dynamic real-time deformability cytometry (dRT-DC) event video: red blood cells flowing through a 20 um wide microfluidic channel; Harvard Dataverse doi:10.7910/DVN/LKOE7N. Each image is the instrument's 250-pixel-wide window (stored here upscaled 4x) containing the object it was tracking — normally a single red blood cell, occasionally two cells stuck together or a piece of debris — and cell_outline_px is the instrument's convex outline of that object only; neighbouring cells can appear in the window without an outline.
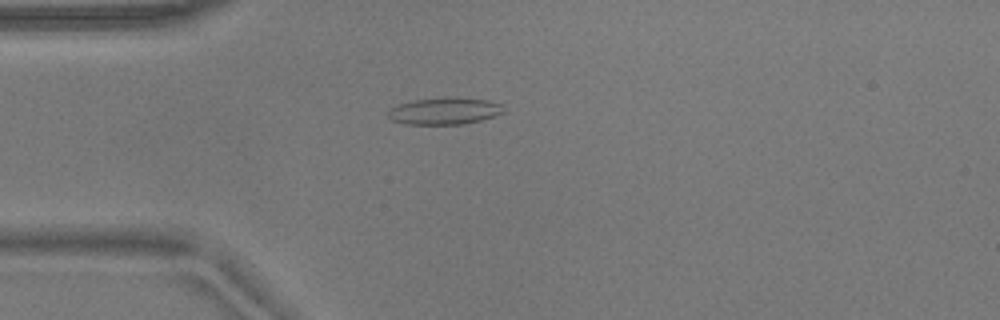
{"species": "common noctule bat (a hibernating species)", "species_latin": "Nyctalus noctula", "temperature_condition": "warm", "stored_images_in_passage": 43, "camera_frame_rate_fps": 3000, "um_per_image_px": 0.085, "animal": {"sex": "male", "body_mass_g": 17.9}, "frame": {"image": 1, "passage_image": 3, "time_ms": 0.667, "image_size_px": [1000, 320], "cell_outline_px": [[504, 112], [496, 116], [464, 124], [404, 124], [392, 120], [388, 116], [388, 112], [392, 108], [400, 104], [416, 100], [488, 100], [500, 104]], "centroid_in_image_um": [37.77, 9.5], "position_along_channel_um": 47.2, "area_um2": 16.99}}
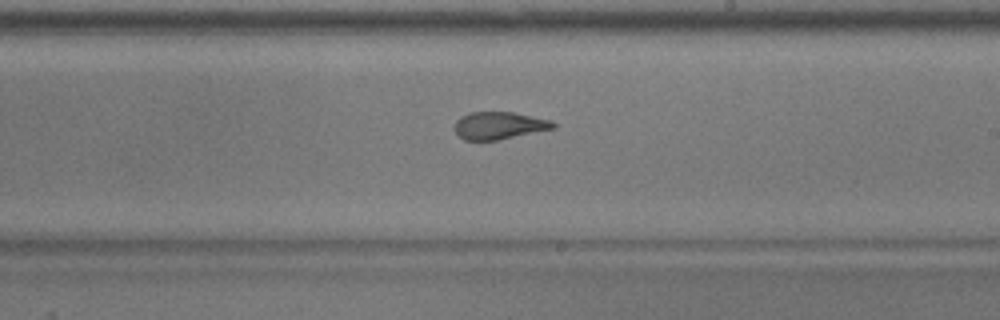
{"frame": {"image": 2, "passage_image": 20, "time_ms": 6.333, "image_size_px": [1000, 320], "cell_outline_px": [[556, 128], [500, 140], [464, 140], [456, 132], [456, 120], [460, 116], [468, 112], [512, 112], [552, 120], [556, 124]], "centroid_in_image_um": [42.45, 10.67], "position_along_channel_um": 246.5, "area_um2": 15.84}}
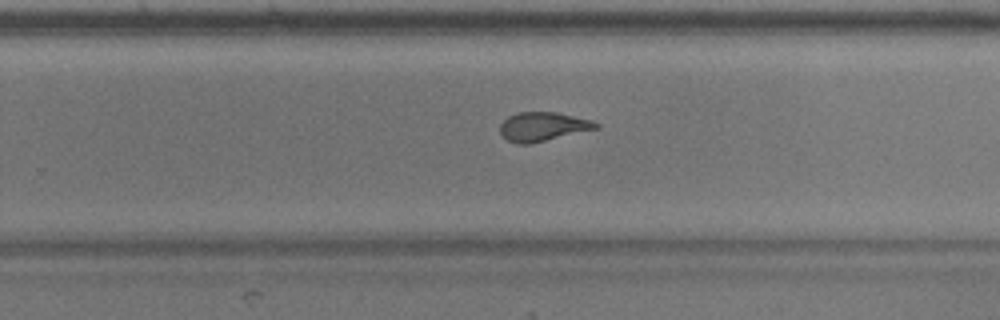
{"frame": {"image": 3, "passage_image": 23, "time_ms": 7.333, "image_size_px": [1000, 320], "cell_outline_px": [[600, 128], [532, 144], [520, 144], [508, 140], [500, 132], [500, 124], [508, 116], [520, 112], [556, 112], [592, 120], [600, 124]], "centroid_in_image_um": [46.18, 10.77], "position_along_channel_um": 283.6, "area_um2": 16.3}, "authors_computed_cell_mechanics": {"area_um2": 17.1088, "velocity_mm_per_s": 3.7234, "shape_relaxation_time_tau1_ms": null, "shape_relaxation_time_tau2_ms": 1.5169, "deformation_change_tau1": null, "deformation_change_tau2": 0.1003}}